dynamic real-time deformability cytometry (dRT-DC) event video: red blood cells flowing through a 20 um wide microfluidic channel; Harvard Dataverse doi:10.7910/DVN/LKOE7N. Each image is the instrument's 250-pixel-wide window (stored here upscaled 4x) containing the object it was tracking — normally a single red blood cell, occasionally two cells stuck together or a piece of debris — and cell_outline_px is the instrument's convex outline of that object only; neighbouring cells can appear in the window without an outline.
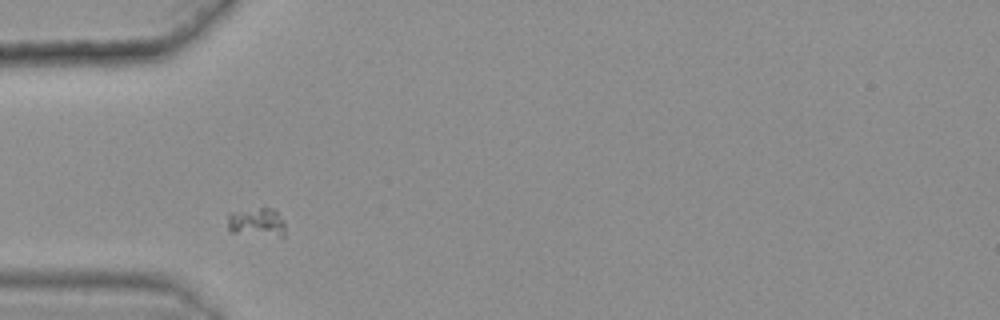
{"species": "common noctule bat (a hibernating species)", "species_latin": "Nyctalus noctula", "temperature_condition": "warm", "stored_images_in_passage": 32, "camera_frame_rate_fps": 3000, "um_per_image_px": 0.085, "animal": {"sex": "female", "body_mass_g": 25.1}, "frame": {"image": 1, "passage_image": 4, "time_ms": 1.0, "image_size_px": [1000, 320], "cell_outline_px": [[284, 236], [280, 236], [232, 232], [228, 228], [228, 212], [264, 204], [276, 208], [284, 220]], "centroid_in_image_um": [21.84, 18.78], "position_along_channel_um": 63.2, "area_um2": 10.29}}
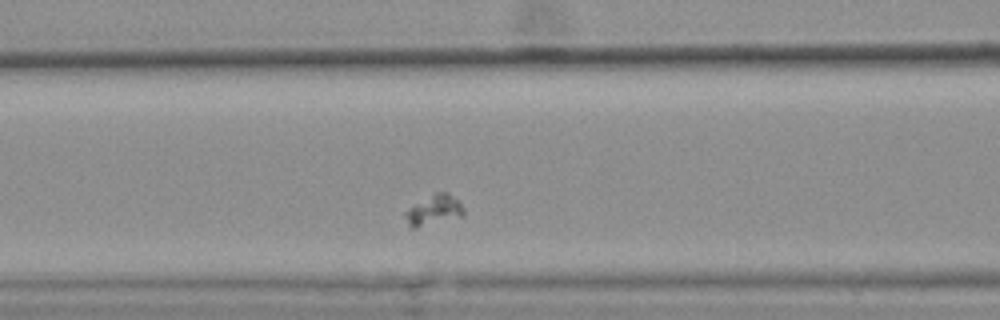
{"frame": {"image": 2, "passage_image": 10, "time_ms": 3.0, "image_size_px": [1000, 320], "cell_outline_px": [[464, 216], [416, 228], [412, 228], [408, 224], [404, 216], [404, 212], [416, 204], [436, 192], [448, 192], [464, 208]], "centroid_in_image_um": [36.89, 17.89], "position_along_channel_um": 129.7, "area_um2": 10.06}}